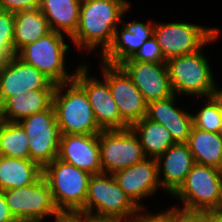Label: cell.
I'll use <instances>...</instances> for the list:
<instances>
[{
    "label": "cell",
    "instance_id": "6",
    "mask_svg": "<svg viewBox=\"0 0 222 222\" xmlns=\"http://www.w3.org/2000/svg\"><path fill=\"white\" fill-rule=\"evenodd\" d=\"M43 177L59 210H80L85 205L90 173L55 158L43 168Z\"/></svg>",
    "mask_w": 222,
    "mask_h": 222
},
{
    "label": "cell",
    "instance_id": "37",
    "mask_svg": "<svg viewBox=\"0 0 222 222\" xmlns=\"http://www.w3.org/2000/svg\"><path fill=\"white\" fill-rule=\"evenodd\" d=\"M218 84L216 85L215 92L213 93V96L216 98V100L219 102L221 109H222V89H218ZM220 133L222 134V128Z\"/></svg>",
    "mask_w": 222,
    "mask_h": 222
},
{
    "label": "cell",
    "instance_id": "18",
    "mask_svg": "<svg viewBox=\"0 0 222 222\" xmlns=\"http://www.w3.org/2000/svg\"><path fill=\"white\" fill-rule=\"evenodd\" d=\"M123 21L124 19L119 25L120 27L116 28L111 46L100 56L101 63L119 65L124 60L131 58L142 44L153 36L155 22L148 21L145 24L136 20L133 22Z\"/></svg>",
    "mask_w": 222,
    "mask_h": 222
},
{
    "label": "cell",
    "instance_id": "24",
    "mask_svg": "<svg viewBox=\"0 0 222 222\" xmlns=\"http://www.w3.org/2000/svg\"><path fill=\"white\" fill-rule=\"evenodd\" d=\"M186 144L196 164L222 170L221 133L203 131L193 126Z\"/></svg>",
    "mask_w": 222,
    "mask_h": 222
},
{
    "label": "cell",
    "instance_id": "25",
    "mask_svg": "<svg viewBox=\"0 0 222 222\" xmlns=\"http://www.w3.org/2000/svg\"><path fill=\"white\" fill-rule=\"evenodd\" d=\"M130 128L138 137L146 158L157 159L176 143L165 126L146 116L135 122Z\"/></svg>",
    "mask_w": 222,
    "mask_h": 222
},
{
    "label": "cell",
    "instance_id": "29",
    "mask_svg": "<svg viewBox=\"0 0 222 222\" xmlns=\"http://www.w3.org/2000/svg\"><path fill=\"white\" fill-rule=\"evenodd\" d=\"M15 13L0 10V64L16 55L14 52Z\"/></svg>",
    "mask_w": 222,
    "mask_h": 222
},
{
    "label": "cell",
    "instance_id": "12",
    "mask_svg": "<svg viewBox=\"0 0 222 222\" xmlns=\"http://www.w3.org/2000/svg\"><path fill=\"white\" fill-rule=\"evenodd\" d=\"M88 65L77 66L74 81L85 91L96 121L103 130L126 129L130 126L121 118L111 95L108 82L89 76Z\"/></svg>",
    "mask_w": 222,
    "mask_h": 222
},
{
    "label": "cell",
    "instance_id": "7",
    "mask_svg": "<svg viewBox=\"0 0 222 222\" xmlns=\"http://www.w3.org/2000/svg\"><path fill=\"white\" fill-rule=\"evenodd\" d=\"M219 34L220 30L216 27L208 28L188 22L156 21L153 33L166 60L203 49L205 45L218 40Z\"/></svg>",
    "mask_w": 222,
    "mask_h": 222
},
{
    "label": "cell",
    "instance_id": "1",
    "mask_svg": "<svg viewBox=\"0 0 222 222\" xmlns=\"http://www.w3.org/2000/svg\"><path fill=\"white\" fill-rule=\"evenodd\" d=\"M130 9L127 0H81L79 23L70 37L79 50L100 48L102 56L111 46L116 28Z\"/></svg>",
    "mask_w": 222,
    "mask_h": 222
},
{
    "label": "cell",
    "instance_id": "4",
    "mask_svg": "<svg viewBox=\"0 0 222 222\" xmlns=\"http://www.w3.org/2000/svg\"><path fill=\"white\" fill-rule=\"evenodd\" d=\"M181 200L190 212H218L222 198V170L213 166L195 164L186 180L172 195Z\"/></svg>",
    "mask_w": 222,
    "mask_h": 222
},
{
    "label": "cell",
    "instance_id": "23",
    "mask_svg": "<svg viewBox=\"0 0 222 222\" xmlns=\"http://www.w3.org/2000/svg\"><path fill=\"white\" fill-rule=\"evenodd\" d=\"M43 169L30 159H16L0 155V190H10L35 183Z\"/></svg>",
    "mask_w": 222,
    "mask_h": 222
},
{
    "label": "cell",
    "instance_id": "35",
    "mask_svg": "<svg viewBox=\"0 0 222 222\" xmlns=\"http://www.w3.org/2000/svg\"><path fill=\"white\" fill-rule=\"evenodd\" d=\"M0 222H17L9 210L2 190H0Z\"/></svg>",
    "mask_w": 222,
    "mask_h": 222
},
{
    "label": "cell",
    "instance_id": "11",
    "mask_svg": "<svg viewBox=\"0 0 222 222\" xmlns=\"http://www.w3.org/2000/svg\"><path fill=\"white\" fill-rule=\"evenodd\" d=\"M99 145L103 173L113 174L146 158L138 137L130 127L102 130Z\"/></svg>",
    "mask_w": 222,
    "mask_h": 222
},
{
    "label": "cell",
    "instance_id": "36",
    "mask_svg": "<svg viewBox=\"0 0 222 222\" xmlns=\"http://www.w3.org/2000/svg\"><path fill=\"white\" fill-rule=\"evenodd\" d=\"M85 222H122V221L110 215H102L85 210Z\"/></svg>",
    "mask_w": 222,
    "mask_h": 222
},
{
    "label": "cell",
    "instance_id": "10",
    "mask_svg": "<svg viewBox=\"0 0 222 222\" xmlns=\"http://www.w3.org/2000/svg\"><path fill=\"white\" fill-rule=\"evenodd\" d=\"M19 123L29 137L30 160L43 169L58 157L59 152L61 133L53 106L27 116Z\"/></svg>",
    "mask_w": 222,
    "mask_h": 222
},
{
    "label": "cell",
    "instance_id": "17",
    "mask_svg": "<svg viewBox=\"0 0 222 222\" xmlns=\"http://www.w3.org/2000/svg\"><path fill=\"white\" fill-rule=\"evenodd\" d=\"M57 158L91 175L103 173L99 134H61Z\"/></svg>",
    "mask_w": 222,
    "mask_h": 222
},
{
    "label": "cell",
    "instance_id": "27",
    "mask_svg": "<svg viewBox=\"0 0 222 222\" xmlns=\"http://www.w3.org/2000/svg\"><path fill=\"white\" fill-rule=\"evenodd\" d=\"M29 137L19 122L0 120V155L30 159Z\"/></svg>",
    "mask_w": 222,
    "mask_h": 222
},
{
    "label": "cell",
    "instance_id": "9",
    "mask_svg": "<svg viewBox=\"0 0 222 222\" xmlns=\"http://www.w3.org/2000/svg\"><path fill=\"white\" fill-rule=\"evenodd\" d=\"M3 194L17 222H42L59 210L43 175L31 185L4 190Z\"/></svg>",
    "mask_w": 222,
    "mask_h": 222
},
{
    "label": "cell",
    "instance_id": "38",
    "mask_svg": "<svg viewBox=\"0 0 222 222\" xmlns=\"http://www.w3.org/2000/svg\"><path fill=\"white\" fill-rule=\"evenodd\" d=\"M211 222H222V213L211 212Z\"/></svg>",
    "mask_w": 222,
    "mask_h": 222
},
{
    "label": "cell",
    "instance_id": "19",
    "mask_svg": "<svg viewBox=\"0 0 222 222\" xmlns=\"http://www.w3.org/2000/svg\"><path fill=\"white\" fill-rule=\"evenodd\" d=\"M158 180L163 192L171 196L186 180L196 164L186 143H175L157 159ZM163 174V177L160 175ZM161 177V178H160Z\"/></svg>",
    "mask_w": 222,
    "mask_h": 222
},
{
    "label": "cell",
    "instance_id": "16",
    "mask_svg": "<svg viewBox=\"0 0 222 222\" xmlns=\"http://www.w3.org/2000/svg\"><path fill=\"white\" fill-rule=\"evenodd\" d=\"M112 175L120 188L142 211L145 206L140 201L153 196L159 188L161 189L158 180L157 160L154 158H145L128 168L114 172Z\"/></svg>",
    "mask_w": 222,
    "mask_h": 222
},
{
    "label": "cell",
    "instance_id": "15",
    "mask_svg": "<svg viewBox=\"0 0 222 222\" xmlns=\"http://www.w3.org/2000/svg\"><path fill=\"white\" fill-rule=\"evenodd\" d=\"M119 66L131 78L147 103L174 95L166 62L124 60Z\"/></svg>",
    "mask_w": 222,
    "mask_h": 222
},
{
    "label": "cell",
    "instance_id": "8",
    "mask_svg": "<svg viewBox=\"0 0 222 222\" xmlns=\"http://www.w3.org/2000/svg\"><path fill=\"white\" fill-rule=\"evenodd\" d=\"M80 210L110 215L122 222H127L142 211L109 173L91 175L85 205Z\"/></svg>",
    "mask_w": 222,
    "mask_h": 222
},
{
    "label": "cell",
    "instance_id": "13",
    "mask_svg": "<svg viewBox=\"0 0 222 222\" xmlns=\"http://www.w3.org/2000/svg\"><path fill=\"white\" fill-rule=\"evenodd\" d=\"M101 73L108 82L121 118L129 125L147 115L148 103L131 78L119 65L102 63Z\"/></svg>",
    "mask_w": 222,
    "mask_h": 222
},
{
    "label": "cell",
    "instance_id": "31",
    "mask_svg": "<svg viewBox=\"0 0 222 222\" xmlns=\"http://www.w3.org/2000/svg\"><path fill=\"white\" fill-rule=\"evenodd\" d=\"M168 222H211V212H190L178 206L160 212Z\"/></svg>",
    "mask_w": 222,
    "mask_h": 222
},
{
    "label": "cell",
    "instance_id": "33",
    "mask_svg": "<svg viewBox=\"0 0 222 222\" xmlns=\"http://www.w3.org/2000/svg\"><path fill=\"white\" fill-rule=\"evenodd\" d=\"M55 222H85V210H58Z\"/></svg>",
    "mask_w": 222,
    "mask_h": 222
},
{
    "label": "cell",
    "instance_id": "20",
    "mask_svg": "<svg viewBox=\"0 0 222 222\" xmlns=\"http://www.w3.org/2000/svg\"><path fill=\"white\" fill-rule=\"evenodd\" d=\"M176 98L174 94L149 102L146 117L165 126L176 143H186L193 127V114L175 106Z\"/></svg>",
    "mask_w": 222,
    "mask_h": 222
},
{
    "label": "cell",
    "instance_id": "21",
    "mask_svg": "<svg viewBox=\"0 0 222 222\" xmlns=\"http://www.w3.org/2000/svg\"><path fill=\"white\" fill-rule=\"evenodd\" d=\"M54 90H31L7 98L0 105V120L19 122L34 113L48 109L52 105Z\"/></svg>",
    "mask_w": 222,
    "mask_h": 222
},
{
    "label": "cell",
    "instance_id": "32",
    "mask_svg": "<svg viewBox=\"0 0 222 222\" xmlns=\"http://www.w3.org/2000/svg\"><path fill=\"white\" fill-rule=\"evenodd\" d=\"M40 0H0V10L17 13L39 8Z\"/></svg>",
    "mask_w": 222,
    "mask_h": 222
},
{
    "label": "cell",
    "instance_id": "26",
    "mask_svg": "<svg viewBox=\"0 0 222 222\" xmlns=\"http://www.w3.org/2000/svg\"><path fill=\"white\" fill-rule=\"evenodd\" d=\"M46 17L39 8L15 13L14 52L51 32Z\"/></svg>",
    "mask_w": 222,
    "mask_h": 222
},
{
    "label": "cell",
    "instance_id": "22",
    "mask_svg": "<svg viewBox=\"0 0 222 222\" xmlns=\"http://www.w3.org/2000/svg\"><path fill=\"white\" fill-rule=\"evenodd\" d=\"M81 0H40L39 9L52 31L70 37L75 33L80 16Z\"/></svg>",
    "mask_w": 222,
    "mask_h": 222
},
{
    "label": "cell",
    "instance_id": "28",
    "mask_svg": "<svg viewBox=\"0 0 222 222\" xmlns=\"http://www.w3.org/2000/svg\"><path fill=\"white\" fill-rule=\"evenodd\" d=\"M203 107L193 114V126L203 131L220 133L222 128V109L214 96L206 97Z\"/></svg>",
    "mask_w": 222,
    "mask_h": 222
},
{
    "label": "cell",
    "instance_id": "39",
    "mask_svg": "<svg viewBox=\"0 0 222 222\" xmlns=\"http://www.w3.org/2000/svg\"><path fill=\"white\" fill-rule=\"evenodd\" d=\"M219 213H222V198H221V204H220V208H219Z\"/></svg>",
    "mask_w": 222,
    "mask_h": 222
},
{
    "label": "cell",
    "instance_id": "30",
    "mask_svg": "<svg viewBox=\"0 0 222 222\" xmlns=\"http://www.w3.org/2000/svg\"><path fill=\"white\" fill-rule=\"evenodd\" d=\"M126 60H137L149 63L166 62L160 45L157 43L154 35L145 41L131 58Z\"/></svg>",
    "mask_w": 222,
    "mask_h": 222
},
{
    "label": "cell",
    "instance_id": "2",
    "mask_svg": "<svg viewBox=\"0 0 222 222\" xmlns=\"http://www.w3.org/2000/svg\"><path fill=\"white\" fill-rule=\"evenodd\" d=\"M52 106L61 134H99L103 130L87 94L74 80L56 84Z\"/></svg>",
    "mask_w": 222,
    "mask_h": 222
},
{
    "label": "cell",
    "instance_id": "3",
    "mask_svg": "<svg viewBox=\"0 0 222 222\" xmlns=\"http://www.w3.org/2000/svg\"><path fill=\"white\" fill-rule=\"evenodd\" d=\"M203 49L166 60L172 90L189 97L213 96L216 81Z\"/></svg>",
    "mask_w": 222,
    "mask_h": 222
},
{
    "label": "cell",
    "instance_id": "34",
    "mask_svg": "<svg viewBox=\"0 0 222 222\" xmlns=\"http://www.w3.org/2000/svg\"><path fill=\"white\" fill-rule=\"evenodd\" d=\"M141 211L138 215L132 217L127 222H168L161 213H152Z\"/></svg>",
    "mask_w": 222,
    "mask_h": 222
},
{
    "label": "cell",
    "instance_id": "14",
    "mask_svg": "<svg viewBox=\"0 0 222 222\" xmlns=\"http://www.w3.org/2000/svg\"><path fill=\"white\" fill-rule=\"evenodd\" d=\"M56 84L16 55L0 64V105L9 97L31 90H55Z\"/></svg>",
    "mask_w": 222,
    "mask_h": 222
},
{
    "label": "cell",
    "instance_id": "5",
    "mask_svg": "<svg viewBox=\"0 0 222 222\" xmlns=\"http://www.w3.org/2000/svg\"><path fill=\"white\" fill-rule=\"evenodd\" d=\"M63 36L65 34L51 31L39 40L22 47L16 56L38 69L55 84L73 81L77 68L73 74L66 71V53L70 46L64 42L66 37Z\"/></svg>",
    "mask_w": 222,
    "mask_h": 222
}]
</instances>
